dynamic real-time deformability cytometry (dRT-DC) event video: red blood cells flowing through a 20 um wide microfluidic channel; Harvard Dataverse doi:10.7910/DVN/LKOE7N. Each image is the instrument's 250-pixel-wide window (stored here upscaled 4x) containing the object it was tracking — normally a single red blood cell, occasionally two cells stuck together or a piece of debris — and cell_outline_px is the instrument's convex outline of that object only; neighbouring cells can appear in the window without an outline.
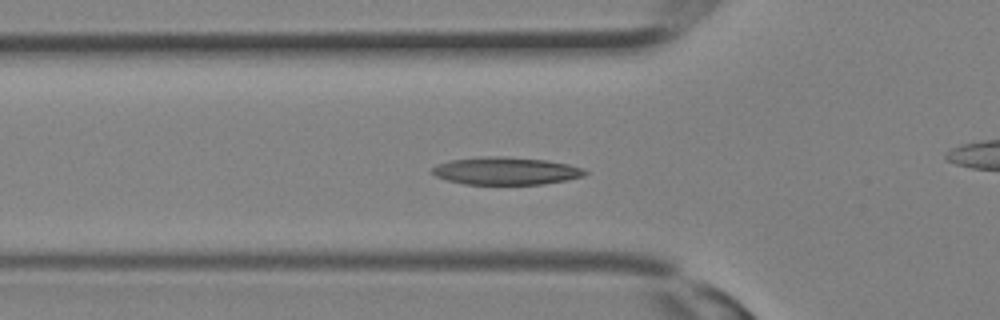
{"species": "Egyptian fruit bat (a non-hibernating species)", "species_latin": "Rousettus aegyptiacus", "temperature_condition": "room temperature", "stored_images_in_passage": 32, "camera_frame_rate_fps": 3000, "um_per_image_px": 0.085, "animal": {"sex": "female"}, "frame": {"image": 1, "passage_image": 11, "time_ms": 3.333, "image_size_px": [1000, 320], "cell_outline_px": [[588, 172], [584, 176], [544, 184], [464, 184], [448, 180], [436, 176], [432, 172], [432, 168], [436, 164], [452, 160], [480, 156], [504, 156], [548, 160], [568, 164], [580, 168]], "centroid_in_image_um": [42.98, 14.52], "position_along_channel_um": 82.8, "area_um2": 24.51}}
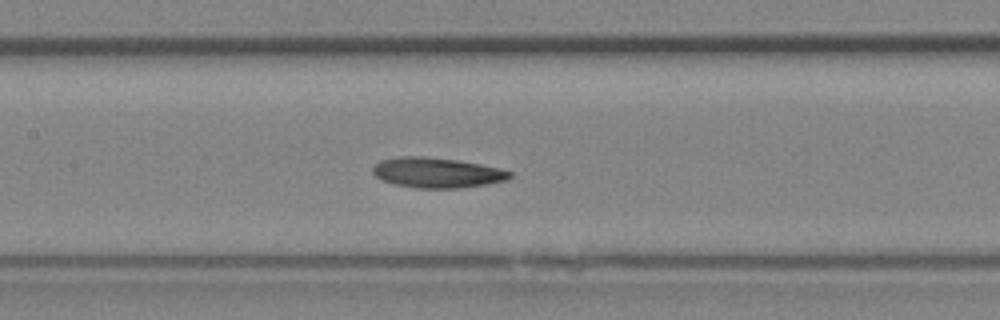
{"frame": {"image": 2, "passage_image": 15, "time_ms": 4.667, "image_size_px": [1000, 320], "cell_outline_px": [[512, 176], [504, 180], [484, 184], [460, 188], [416, 188], [396, 184], [384, 180], [376, 176], [372, 172], [372, 168], [380, 160], [400, 156], [424, 156], [456, 160], [480, 164], [512, 172]], "centroid_in_image_um": [37.1, 14.67], "position_along_channel_um": 170.3, "area_um2": 23.76}}
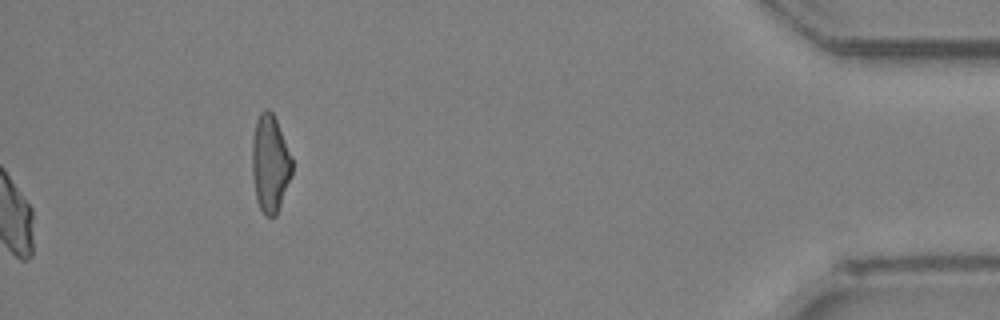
{"frame": {"image": 3, "passage_image": 32, "time_ms": 10.333, "image_size_px": [1000, 320], "cell_outline_px": [[292, 172], [276, 216], [264, 216], [256, 200], [252, 176], [252, 140], [256, 120], [260, 112], [264, 108], [268, 108], [272, 112], [276, 120], [292, 156]], "centroid_in_image_um": [22.94, 13.88], "position_along_channel_um": 412.3, "area_um2": 22.72}}